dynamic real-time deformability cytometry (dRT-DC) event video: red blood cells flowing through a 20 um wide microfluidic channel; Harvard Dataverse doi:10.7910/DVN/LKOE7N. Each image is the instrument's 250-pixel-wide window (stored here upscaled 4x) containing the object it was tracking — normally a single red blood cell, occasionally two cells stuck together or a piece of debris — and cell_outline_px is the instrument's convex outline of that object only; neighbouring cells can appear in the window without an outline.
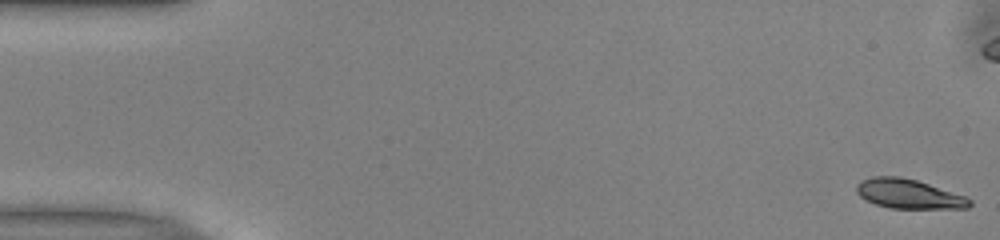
{"species": "common noctule bat (a hibernating species)", "species_latin": "Nyctalus noctula", "temperature_condition": "warm", "stored_images_in_passage": 51, "camera_frame_rate_fps": 3000, "um_per_image_px": 0.085, "animal": {"sex": "male", "body_mass_g": 13.0, "forearm_length_mm": 53.1}, "frame": {"image": 1, "passage_image": 1, "time_ms": 0.0, "image_size_px": [1000, 240], "cell_outline_px": [[972, 204], [968, 208], [892, 208], [876, 204], [860, 196], [856, 192], [856, 184], [872, 176], [900, 176], [916, 180], [968, 196], [972, 200]], "centroid_in_image_um": [77.29, 16.47], "position_along_channel_um": 7.7, "area_um2": 19.36}}
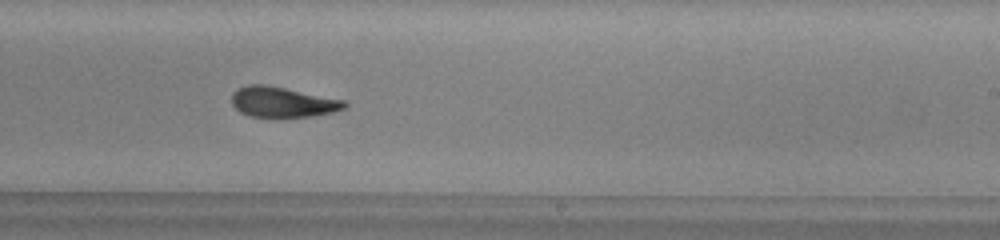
{"frame": {"image": 2, "passage_image": 31, "time_ms": 10.0, "image_size_px": [1000, 240], "cell_outline_px": [[348, 104], [344, 108], [332, 112], [312, 116], [248, 116], [240, 112], [232, 104], [232, 92], [236, 88], [248, 84], [264, 84], [344, 100]], "centroid_in_image_um": [23.97, 8.66], "position_along_channel_um": 265.0, "area_um2": 19.65}}
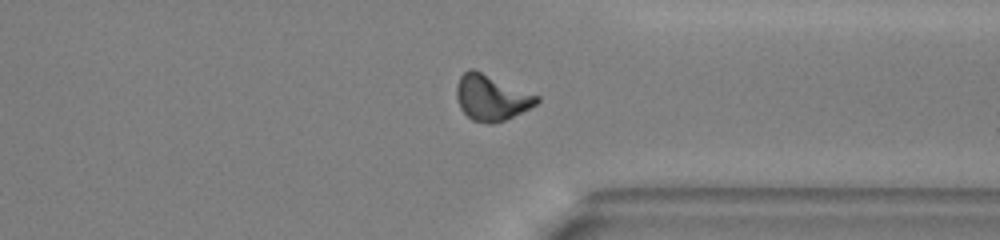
{"frame": {"image": 3, "passage_image": 39, "time_ms": 12.667, "image_size_px": [1000, 240], "cell_outline_px": [[540, 100], [536, 104], [504, 120], [492, 124], [488, 124], [472, 120], [460, 108], [456, 96], [456, 84], [460, 76], [468, 68], [472, 68], [540, 96]], "centroid_in_image_um": [41.74, 8.29], "position_along_channel_um": 369.7, "area_um2": 21.21}, "authors_computed_cell_mechanics": {"area_um2": 20.1722, "velocity_mm_per_s": 3.9921, "shape_relaxation_time_tau1_ms": 4.7732, "shape_relaxation_time_tau2_ms": 2.3993, "deformation_change_tau1": 0.1617, "deformation_change_tau2": 0.0818}}